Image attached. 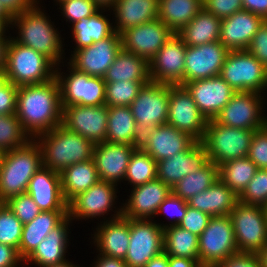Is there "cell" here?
Instances as JSON below:
<instances>
[{"label":"cell","instance_id":"obj_7","mask_svg":"<svg viewBox=\"0 0 267 267\" xmlns=\"http://www.w3.org/2000/svg\"><path fill=\"white\" fill-rule=\"evenodd\" d=\"M199 263L216 267L226 258L238 253L230 215L212 216L198 238Z\"/></svg>","mask_w":267,"mask_h":267},{"label":"cell","instance_id":"obj_48","mask_svg":"<svg viewBox=\"0 0 267 267\" xmlns=\"http://www.w3.org/2000/svg\"><path fill=\"white\" fill-rule=\"evenodd\" d=\"M66 21L72 22L82 20L95 14L99 7L92 0H66L59 5Z\"/></svg>","mask_w":267,"mask_h":267},{"label":"cell","instance_id":"obj_63","mask_svg":"<svg viewBox=\"0 0 267 267\" xmlns=\"http://www.w3.org/2000/svg\"><path fill=\"white\" fill-rule=\"evenodd\" d=\"M12 19L13 18H0V37L5 36L6 30H8L6 29L7 27L12 28V26H9L12 24Z\"/></svg>","mask_w":267,"mask_h":267},{"label":"cell","instance_id":"obj_56","mask_svg":"<svg viewBox=\"0 0 267 267\" xmlns=\"http://www.w3.org/2000/svg\"><path fill=\"white\" fill-rule=\"evenodd\" d=\"M23 261L16 248L0 243V267H20Z\"/></svg>","mask_w":267,"mask_h":267},{"label":"cell","instance_id":"obj_41","mask_svg":"<svg viewBox=\"0 0 267 267\" xmlns=\"http://www.w3.org/2000/svg\"><path fill=\"white\" fill-rule=\"evenodd\" d=\"M218 166L208 161L194 173L184 176L172 187V193L187 201L192 196L208 189L218 179Z\"/></svg>","mask_w":267,"mask_h":267},{"label":"cell","instance_id":"obj_40","mask_svg":"<svg viewBox=\"0 0 267 267\" xmlns=\"http://www.w3.org/2000/svg\"><path fill=\"white\" fill-rule=\"evenodd\" d=\"M258 170L248 157L227 161L218 166V177L238 196L248 186Z\"/></svg>","mask_w":267,"mask_h":267},{"label":"cell","instance_id":"obj_55","mask_svg":"<svg viewBox=\"0 0 267 267\" xmlns=\"http://www.w3.org/2000/svg\"><path fill=\"white\" fill-rule=\"evenodd\" d=\"M216 267H262L258 254L238 252L232 255Z\"/></svg>","mask_w":267,"mask_h":267},{"label":"cell","instance_id":"obj_61","mask_svg":"<svg viewBox=\"0 0 267 267\" xmlns=\"http://www.w3.org/2000/svg\"><path fill=\"white\" fill-rule=\"evenodd\" d=\"M10 40L7 36L0 37V70H5Z\"/></svg>","mask_w":267,"mask_h":267},{"label":"cell","instance_id":"obj_6","mask_svg":"<svg viewBox=\"0 0 267 267\" xmlns=\"http://www.w3.org/2000/svg\"><path fill=\"white\" fill-rule=\"evenodd\" d=\"M255 130L228 127L207 121L206 131L201 141L207 150L208 161L217 166L237 158L247 157Z\"/></svg>","mask_w":267,"mask_h":267},{"label":"cell","instance_id":"obj_59","mask_svg":"<svg viewBox=\"0 0 267 267\" xmlns=\"http://www.w3.org/2000/svg\"><path fill=\"white\" fill-rule=\"evenodd\" d=\"M100 255V256H99ZM94 267H127L124 259L98 254Z\"/></svg>","mask_w":267,"mask_h":267},{"label":"cell","instance_id":"obj_15","mask_svg":"<svg viewBox=\"0 0 267 267\" xmlns=\"http://www.w3.org/2000/svg\"><path fill=\"white\" fill-rule=\"evenodd\" d=\"M108 106H62V123L66 129L80 134L94 144L105 142Z\"/></svg>","mask_w":267,"mask_h":267},{"label":"cell","instance_id":"obj_26","mask_svg":"<svg viewBox=\"0 0 267 267\" xmlns=\"http://www.w3.org/2000/svg\"><path fill=\"white\" fill-rule=\"evenodd\" d=\"M26 193L41 211H68L61 187L60 173L42 166L30 179Z\"/></svg>","mask_w":267,"mask_h":267},{"label":"cell","instance_id":"obj_18","mask_svg":"<svg viewBox=\"0 0 267 267\" xmlns=\"http://www.w3.org/2000/svg\"><path fill=\"white\" fill-rule=\"evenodd\" d=\"M228 53L219 40L186 46L184 83L219 76Z\"/></svg>","mask_w":267,"mask_h":267},{"label":"cell","instance_id":"obj_21","mask_svg":"<svg viewBox=\"0 0 267 267\" xmlns=\"http://www.w3.org/2000/svg\"><path fill=\"white\" fill-rule=\"evenodd\" d=\"M116 186L111 182L99 181L87 191L79 193L68 203L70 219H92L110 212L117 198Z\"/></svg>","mask_w":267,"mask_h":267},{"label":"cell","instance_id":"obj_19","mask_svg":"<svg viewBox=\"0 0 267 267\" xmlns=\"http://www.w3.org/2000/svg\"><path fill=\"white\" fill-rule=\"evenodd\" d=\"M174 34L161 20L156 19L122 32V49L149 61Z\"/></svg>","mask_w":267,"mask_h":267},{"label":"cell","instance_id":"obj_14","mask_svg":"<svg viewBox=\"0 0 267 267\" xmlns=\"http://www.w3.org/2000/svg\"><path fill=\"white\" fill-rule=\"evenodd\" d=\"M164 230L152 219H130V240L124 259L127 267H144L163 252Z\"/></svg>","mask_w":267,"mask_h":267},{"label":"cell","instance_id":"obj_39","mask_svg":"<svg viewBox=\"0 0 267 267\" xmlns=\"http://www.w3.org/2000/svg\"><path fill=\"white\" fill-rule=\"evenodd\" d=\"M164 230L163 252L168 256L184 257L199 261L198 238L196 234L179 225Z\"/></svg>","mask_w":267,"mask_h":267},{"label":"cell","instance_id":"obj_24","mask_svg":"<svg viewBox=\"0 0 267 267\" xmlns=\"http://www.w3.org/2000/svg\"><path fill=\"white\" fill-rule=\"evenodd\" d=\"M137 147L106 141L95 144L93 161L100 181L116 184L124 180L130 157Z\"/></svg>","mask_w":267,"mask_h":267},{"label":"cell","instance_id":"obj_37","mask_svg":"<svg viewBox=\"0 0 267 267\" xmlns=\"http://www.w3.org/2000/svg\"><path fill=\"white\" fill-rule=\"evenodd\" d=\"M158 19L175 34L203 9L202 0H159Z\"/></svg>","mask_w":267,"mask_h":267},{"label":"cell","instance_id":"obj_25","mask_svg":"<svg viewBox=\"0 0 267 267\" xmlns=\"http://www.w3.org/2000/svg\"><path fill=\"white\" fill-rule=\"evenodd\" d=\"M208 162L207 150L195 141L186 151L157 162V179L171 188L184 176L194 173Z\"/></svg>","mask_w":267,"mask_h":267},{"label":"cell","instance_id":"obj_51","mask_svg":"<svg viewBox=\"0 0 267 267\" xmlns=\"http://www.w3.org/2000/svg\"><path fill=\"white\" fill-rule=\"evenodd\" d=\"M203 9L223 19L243 9L241 0H202Z\"/></svg>","mask_w":267,"mask_h":267},{"label":"cell","instance_id":"obj_47","mask_svg":"<svg viewBox=\"0 0 267 267\" xmlns=\"http://www.w3.org/2000/svg\"><path fill=\"white\" fill-rule=\"evenodd\" d=\"M4 203L10 208L23 225L32 221L41 212L38 205L27 193L12 196Z\"/></svg>","mask_w":267,"mask_h":267},{"label":"cell","instance_id":"obj_45","mask_svg":"<svg viewBox=\"0 0 267 267\" xmlns=\"http://www.w3.org/2000/svg\"><path fill=\"white\" fill-rule=\"evenodd\" d=\"M22 222L5 203H0V243L10 245L19 252Z\"/></svg>","mask_w":267,"mask_h":267},{"label":"cell","instance_id":"obj_67","mask_svg":"<svg viewBox=\"0 0 267 267\" xmlns=\"http://www.w3.org/2000/svg\"><path fill=\"white\" fill-rule=\"evenodd\" d=\"M46 267H79L75 264H72V262H68L67 260L62 262V263H59V264H55V265H51V266H46Z\"/></svg>","mask_w":267,"mask_h":267},{"label":"cell","instance_id":"obj_12","mask_svg":"<svg viewBox=\"0 0 267 267\" xmlns=\"http://www.w3.org/2000/svg\"><path fill=\"white\" fill-rule=\"evenodd\" d=\"M207 121L183 85L169 84L167 124L188 134L195 141L201 142L205 135Z\"/></svg>","mask_w":267,"mask_h":267},{"label":"cell","instance_id":"obj_57","mask_svg":"<svg viewBox=\"0 0 267 267\" xmlns=\"http://www.w3.org/2000/svg\"><path fill=\"white\" fill-rule=\"evenodd\" d=\"M5 10L12 16L19 15L30 10L38 0H0Z\"/></svg>","mask_w":267,"mask_h":267},{"label":"cell","instance_id":"obj_60","mask_svg":"<svg viewBox=\"0 0 267 267\" xmlns=\"http://www.w3.org/2000/svg\"><path fill=\"white\" fill-rule=\"evenodd\" d=\"M169 267H202L198 260L169 256Z\"/></svg>","mask_w":267,"mask_h":267},{"label":"cell","instance_id":"obj_9","mask_svg":"<svg viewBox=\"0 0 267 267\" xmlns=\"http://www.w3.org/2000/svg\"><path fill=\"white\" fill-rule=\"evenodd\" d=\"M220 76L236 91L260 93L267 88V68L248 50H231Z\"/></svg>","mask_w":267,"mask_h":267},{"label":"cell","instance_id":"obj_35","mask_svg":"<svg viewBox=\"0 0 267 267\" xmlns=\"http://www.w3.org/2000/svg\"><path fill=\"white\" fill-rule=\"evenodd\" d=\"M60 177L63 196L68 203L100 181L93 159L72 164L60 173Z\"/></svg>","mask_w":267,"mask_h":267},{"label":"cell","instance_id":"obj_38","mask_svg":"<svg viewBox=\"0 0 267 267\" xmlns=\"http://www.w3.org/2000/svg\"><path fill=\"white\" fill-rule=\"evenodd\" d=\"M100 10L106 9H99L92 16L72 24V35L76 44L74 51L89 47L94 42L103 40L115 32L113 23H110V20L102 15L103 11L100 13Z\"/></svg>","mask_w":267,"mask_h":267},{"label":"cell","instance_id":"obj_62","mask_svg":"<svg viewBox=\"0 0 267 267\" xmlns=\"http://www.w3.org/2000/svg\"><path fill=\"white\" fill-rule=\"evenodd\" d=\"M144 267H169V256L162 252L160 255L152 258Z\"/></svg>","mask_w":267,"mask_h":267},{"label":"cell","instance_id":"obj_64","mask_svg":"<svg viewBox=\"0 0 267 267\" xmlns=\"http://www.w3.org/2000/svg\"><path fill=\"white\" fill-rule=\"evenodd\" d=\"M99 9H108L110 10L113 6L116 0H92Z\"/></svg>","mask_w":267,"mask_h":267},{"label":"cell","instance_id":"obj_29","mask_svg":"<svg viewBox=\"0 0 267 267\" xmlns=\"http://www.w3.org/2000/svg\"><path fill=\"white\" fill-rule=\"evenodd\" d=\"M72 220L67 216L58 226L39 243L34 251L24 260V263L37 264L46 267L66 261V250L68 243V225ZM26 261V262H25Z\"/></svg>","mask_w":267,"mask_h":267},{"label":"cell","instance_id":"obj_1","mask_svg":"<svg viewBox=\"0 0 267 267\" xmlns=\"http://www.w3.org/2000/svg\"><path fill=\"white\" fill-rule=\"evenodd\" d=\"M16 114L31 139L60 126L62 106L56 77L42 84L18 86Z\"/></svg>","mask_w":267,"mask_h":267},{"label":"cell","instance_id":"obj_16","mask_svg":"<svg viewBox=\"0 0 267 267\" xmlns=\"http://www.w3.org/2000/svg\"><path fill=\"white\" fill-rule=\"evenodd\" d=\"M186 44L174 34L149 60L151 82L184 84Z\"/></svg>","mask_w":267,"mask_h":267},{"label":"cell","instance_id":"obj_17","mask_svg":"<svg viewBox=\"0 0 267 267\" xmlns=\"http://www.w3.org/2000/svg\"><path fill=\"white\" fill-rule=\"evenodd\" d=\"M121 49V34L114 32L111 36L94 42L89 47L73 51L68 64L89 76L103 78Z\"/></svg>","mask_w":267,"mask_h":267},{"label":"cell","instance_id":"obj_58","mask_svg":"<svg viewBox=\"0 0 267 267\" xmlns=\"http://www.w3.org/2000/svg\"><path fill=\"white\" fill-rule=\"evenodd\" d=\"M241 2L243 10H247L267 20V0H241Z\"/></svg>","mask_w":267,"mask_h":267},{"label":"cell","instance_id":"obj_71","mask_svg":"<svg viewBox=\"0 0 267 267\" xmlns=\"http://www.w3.org/2000/svg\"><path fill=\"white\" fill-rule=\"evenodd\" d=\"M56 1H57V4H58V2L60 4V3L64 2V1H66V0H56Z\"/></svg>","mask_w":267,"mask_h":267},{"label":"cell","instance_id":"obj_50","mask_svg":"<svg viewBox=\"0 0 267 267\" xmlns=\"http://www.w3.org/2000/svg\"><path fill=\"white\" fill-rule=\"evenodd\" d=\"M187 201L183 200L180 197L175 196L171 193L159 206L157 215L160 213H165V215L174 216L172 218L171 224H159L162 229L167 228L168 226H176L182 221L183 217L185 216L187 210ZM167 213V214H166ZM169 216V217H170Z\"/></svg>","mask_w":267,"mask_h":267},{"label":"cell","instance_id":"obj_46","mask_svg":"<svg viewBox=\"0 0 267 267\" xmlns=\"http://www.w3.org/2000/svg\"><path fill=\"white\" fill-rule=\"evenodd\" d=\"M244 204L261 205L267 203V169H258L248 186L238 196Z\"/></svg>","mask_w":267,"mask_h":267},{"label":"cell","instance_id":"obj_27","mask_svg":"<svg viewBox=\"0 0 267 267\" xmlns=\"http://www.w3.org/2000/svg\"><path fill=\"white\" fill-rule=\"evenodd\" d=\"M116 212L111 220L96 228L93 239L101 255L125 259L130 240V218L122 216V208Z\"/></svg>","mask_w":267,"mask_h":267},{"label":"cell","instance_id":"obj_70","mask_svg":"<svg viewBox=\"0 0 267 267\" xmlns=\"http://www.w3.org/2000/svg\"><path fill=\"white\" fill-rule=\"evenodd\" d=\"M3 154H4V152L0 149V164H1Z\"/></svg>","mask_w":267,"mask_h":267},{"label":"cell","instance_id":"obj_54","mask_svg":"<svg viewBox=\"0 0 267 267\" xmlns=\"http://www.w3.org/2000/svg\"><path fill=\"white\" fill-rule=\"evenodd\" d=\"M18 86L8 82L0 89V115L15 114Z\"/></svg>","mask_w":267,"mask_h":267},{"label":"cell","instance_id":"obj_33","mask_svg":"<svg viewBox=\"0 0 267 267\" xmlns=\"http://www.w3.org/2000/svg\"><path fill=\"white\" fill-rule=\"evenodd\" d=\"M103 79L105 82L127 80L142 82L147 85L151 82L149 61L144 57L121 49L113 64L107 69Z\"/></svg>","mask_w":267,"mask_h":267},{"label":"cell","instance_id":"obj_68","mask_svg":"<svg viewBox=\"0 0 267 267\" xmlns=\"http://www.w3.org/2000/svg\"><path fill=\"white\" fill-rule=\"evenodd\" d=\"M0 18H13L3 7L2 3L0 2Z\"/></svg>","mask_w":267,"mask_h":267},{"label":"cell","instance_id":"obj_2","mask_svg":"<svg viewBox=\"0 0 267 267\" xmlns=\"http://www.w3.org/2000/svg\"><path fill=\"white\" fill-rule=\"evenodd\" d=\"M35 140L41 147L43 166L58 173L72 164L93 159L95 144L62 125Z\"/></svg>","mask_w":267,"mask_h":267},{"label":"cell","instance_id":"obj_4","mask_svg":"<svg viewBox=\"0 0 267 267\" xmlns=\"http://www.w3.org/2000/svg\"><path fill=\"white\" fill-rule=\"evenodd\" d=\"M42 166L41 147L35 139L4 152L0 164V203L26 193L30 179Z\"/></svg>","mask_w":267,"mask_h":267},{"label":"cell","instance_id":"obj_22","mask_svg":"<svg viewBox=\"0 0 267 267\" xmlns=\"http://www.w3.org/2000/svg\"><path fill=\"white\" fill-rule=\"evenodd\" d=\"M194 142L191 136L166 123L143 133L139 147L158 162L186 151Z\"/></svg>","mask_w":267,"mask_h":267},{"label":"cell","instance_id":"obj_42","mask_svg":"<svg viewBox=\"0 0 267 267\" xmlns=\"http://www.w3.org/2000/svg\"><path fill=\"white\" fill-rule=\"evenodd\" d=\"M155 179H157V162L152 156L137 147L130 157L124 180L135 187Z\"/></svg>","mask_w":267,"mask_h":267},{"label":"cell","instance_id":"obj_43","mask_svg":"<svg viewBox=\"0 0 267 267\" xmlns=\"http://www.w3.org/2000/svg\"><path fill=\"white\" fill-rule=\"evenodd\" d=\"M30 140L16 113L0 115V149L3 152L23 147Z\"/></svg>","mask_w":267,"mask_h":267},{"label":"cell","instance_id":"obj_53","mask_svg":"<svg viewBox=\"0 0 267 267\" xmlns=\"http://www.w3.org/2000/svg\"><path fill=\"white\" fill-rule=\"evenodd\" d=\"M247 50L267 68V20L259 26Z\"/></svg>","mask_w":267,"mask_h":267},{"label":"cell","instance_id":"obj_66","mask_svg":"<svg viewBox=\"0 0 267 267\" xmlns=\"http://www.w3.org/2000/svg\"><path fill=\"white\" fill-rule=\"evenodd\" d=\"M8 77L6 76L5 70H0V89L8 83Z\"/></svg>","mask_w":267,"mask_h":267},{"label":"cell","instance_id":"obj_44","mask_svg":"<svg viewBox=\"0 0 267 267\" xmlns=\"http://www.w3.org/2000/svg\"><path fill=\"white\" fill-rule=\"evenodd\" d=\"M143 86L142 82L127 80L106 82L105 104L107 106H130Z\"/></svg>","mask_w":267,"mask_h":267},{"label":"cell","instance_id":"obj_32","mask_svg":"<svg viewBox=\"0 0 267 267\" xmlns=\"http://www.w3.org/2000/svg\"><path fill=\"white\" fill-rule=\"evenodd\" d=\"M67 216L68 211H41L32 221L24 224L19 244L20 257L25 260Z\"/></svg>","mask_w":267,"mask_h":267},{"label":"cell","instance_id":"obj_13","mask_svg":"<svg viewBox=\"0 0 267 267\" xmlns=\"http://www.w3.org/2000/svg\"><path fill=\"white\" fill-rule=\"evenodd\" d=\"M169 84L150 82L144 85L129 106L141 134L167 123Z\"/></svg>","mask_w":267,"mask_h":267},{"label":"cell","instance_id":"obj_3","mask_svg":"<svg viewBox=\"0 0 267 267\" xmlns=\"http://www.w3.org/2000/svg\"><path fill=\"white\" fill-rule=\"evenodd\" d=\"M38 4L39 2L30 10L13 17L11 25L17 26L19 31L13 39L43 54L58 67L64 53L62 38Z\"/></svg>","mask_w":267,"mask_h":267},{"label":"cell","instance_id":"obj_52","mask_svg":"<svg viewBox=\"0 0 267 267\" xmlns=\"http://www.w3.org/2000/svg\"><path fill=\"white\" fill-rule=\"evenodd\" d=\"M210 218L211 216L209 214L187 206L185 216L179 223V226L200 236L203 230L207 227Z\"/></svg>","mask_w":267,"mask_h":267},{"label":"cell","instance_id":"obj_8","mask_svg":"<svg viewBox=\"0 0 267 267\" xmlns=\"http://www.w3.org/2000/svg\"><path fill=\"white\" fill-rule=\"evenodd\" d=\"M230 217L238 252L258 254L267 244V220L263 206L238 201Z\"/></svg>","mask_w":267,"mask_h":267},{"label":"cell","instance_id":"obj_49","mask_svg":"<svg viewBox=\"0 0 267 267\" xmlns=\"http://www.w3.org/2000/svg\"><path fill=\"white\" fill-rule=\"evenodd\" d=\"M258 169H267V124L255 130L247 156Z\"/></svg>","mask_w":267,"mask_h":267},{"label":"cell","instance_id":"obj_20","mask_svg":"<svg viewBox=\"0 0 267 267\" xmlns=\"http://www.w3.org/2000/svg\"><path fill=\"white\" fill-rule=\"evenodd\" d=\"M183 86L207 120L214 119L236 92L220 75L187 82Z\"/></svg>","mask_w":267,"mask_h":267},{"label":"cell","instance_id":"obj_30","mask_svg":"<svg viewBox=\"0 0 267 267\" xmlns=\"http://www.w3.org/2000/svg\"><path fill=\"white\" fill-rule=\"evenodd\" d=\"M238 195L219 178L206 190L187 200L189 207L212 216L230 215Z\"/></svg>","mask_w":267,"mask_h":267},{"label":"cell","instance_id":"obj_36","mask_svg":"<svg viewBox=\"0 0 267 267\" xmlns=\"http://www.w3.org/2000/svg\"><path fill=\"white\" fill-rule=\"evenodd\" d=\"M221 19L202 9L177 35L187 46H200L218 41Z\"/></svg>","mask_w":267,"mask_h":267},{"label":"cell","instance_id":"obj_23","mask_svg":"<svg viewBox=\"0 0 267 267\" xmlns=\"http://www.w3.org/2000/svg\"><path fill=\"white\" fill-rule=\"evenodd\" d=\"M171 193L172 188L159 179L135 186L127 203L122 207V216L151 220L154 215H157L160 204Z\"/></svg>","mask_w":267,"mask_h":267},{"label":"cell","instance_id":"obj_65","mask_svg":"<svg viewBox=\"0 0 267 267\" xmlns=\"http://www.w3.org/2000/svg\"><path fill=\"white\" fill-rule=\"evenodd\" d=\"M262 267H267V244L266 246L258 253Z\"/></svg>","mask_w":267,"mask_h":267},{"label":"cell","instance_id":"obj_34","mask_svg":"<svg viewBox=\"0 0 267 267\" xmlns=\"http://www.w3.org/2000/svg\"><path fill=\"white\" fill-rule=\"evenodd\" d=\"M141 137L129 106H108L106 142L139 146Z\"/></svg>","mask_w":267,"mask_h":267},{"label":"cell","instance_id":"obj_31","mask_svg":"<svg viewBox=\"0 0 267 267\" xmlns=\"http://www.w3.org/2000/svg\"><path fill=\"white\" fill-rule=\"evenodd\" d=\"M159 0H116L114 31L121 34L128 28L158 19Z\"/></svg>","mask_w":267,"mask_h":267},{"label":"cell","instance_id":"obj_28","mask_svg":"<svg viewBox=\"0 0 267 267\" xmlns=\"http://www.w3.org/2000/svg\"><path fill=\"white\" fill-rule=\"evenodd\" d=\"M264 19L241 10L221 19L219 41L229 50H247Z\"/></svg>","mask_w":267,"mask_h":267},{"label":"cell","instance_id":"obj_11","mask_svg":"<svg viewBox=\"0 0 267 267\" xmlns=\"http://www.w3.org/2000/svg\"><path fill=\"white\" fill-rule=\"evenodd\" d=\"M56 68L60 86L61 106H100L105 104L106 82L101 77L89 76L70 65V74L62 75ZM69 75V76H68Z\"/></svg>","mask_w":267,"mask_h":267},{"label":"cell","instance_id":"obj_5","mask_svg":"<svg viewBox=\"0 0 267 267\" xmlns=\"http://www.w3.org/2000/svg\"><path fill=\"white\" fill-rule=\"evenodd\" d=\"M11 37L5 73L15 86L42 84L55 78L56 65L43 54L17 43Z\"/></svg>","mask_w":267,"mask_h":267},{"label":"cell","instance_id":"obj_10","mask_svg":"<svg viewBox=\"0 0 267 267\" xmlns=\"http://www.w3.org/2000/svg\"><path fill=\"white\" fill-rule=\"evenodd\" d=\"M263 97L253 91L235 92L230 101L213 119L216 123L228 127L258 130L267 124L263 116Z\"/></svg>","mask_w":267,"mask_h":267},{"label":"cell","instance_id":"obj_69","mask_svg":"<svg viewBox=\"0 0 267 267\" xmlns=\"http://www.w3.org/2000/svg\"><path fill=\"white\" fill-rule=\"evenodd\" d=\"M263 208H264V212H265L266 220H267V203L263 206Z\"/></svg>","mask_w":267,"mask_h":267}]
</instances>
